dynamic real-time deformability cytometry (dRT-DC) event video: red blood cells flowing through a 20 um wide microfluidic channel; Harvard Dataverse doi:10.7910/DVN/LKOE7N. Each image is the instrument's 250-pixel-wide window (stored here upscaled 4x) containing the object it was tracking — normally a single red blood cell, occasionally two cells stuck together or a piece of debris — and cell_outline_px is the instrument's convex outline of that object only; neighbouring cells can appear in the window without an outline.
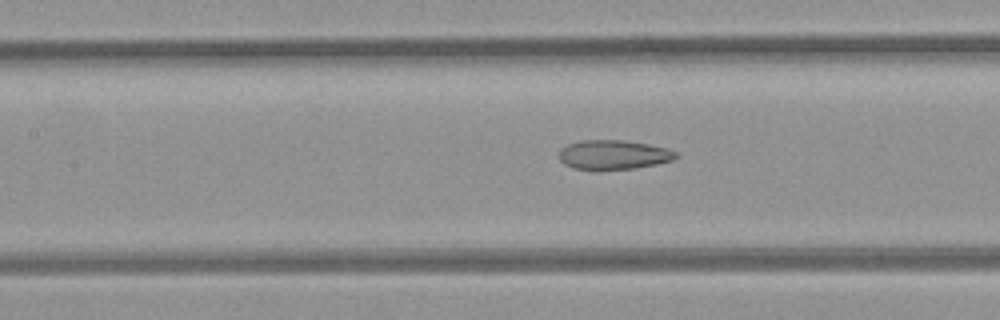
{"species": "common noctule bat (a hibernating species)", "species_latin": "Nyctalus noctula", "temperature_condition": "room temperature", "stored_images_in_passage": 14, "camera_frame_rate_fps": 3000, "um_per_image_px": 0.085, "animal": {"sex": "female", "body_mass_g": 21.9}, "frame": {"image": 1, "passage_image": 12, "time_ms": 3.667, "image_size_px": [1000, 320], "cell_outline_px": [[680, 156], [672, 160], [656, 164], [632, 168], [596, 172], [572, 168], [564, 164], [560, 160], [560, 148], [568, 144], [580, 140], [624, 140], [648, 144], [668, 148], [676, 152]], "centroid_in_image_um": [52.12, 13.18], "position_along_channel_um": 155.3, "area_um2": 20.52}}